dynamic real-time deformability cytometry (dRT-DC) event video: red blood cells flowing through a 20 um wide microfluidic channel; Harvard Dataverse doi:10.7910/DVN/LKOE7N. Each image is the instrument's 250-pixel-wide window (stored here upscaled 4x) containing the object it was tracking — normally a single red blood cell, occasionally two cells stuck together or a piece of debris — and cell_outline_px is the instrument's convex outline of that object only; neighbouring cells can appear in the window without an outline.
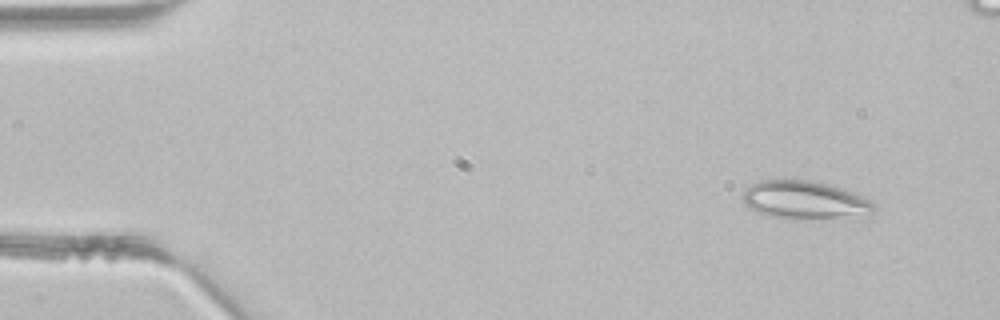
{"species": "common noctule bat (a hibernating species)", "species_latin": "Nyctalus noctula", "temperature_condition": "room temperature", "stored_images_in_passage": 4, "camera_frame_rate_fps": 3000, "um_per_image_px": 0.085, "animal": {"sex": "male", "body_mass_g": 21.5, "forearm_length_mm": 52.0}, "frame": {"image": 1, "passage_image": 1, "time_ms": 0.0, "image_size_px": [1000, 320], "cell_outline_px": [[876, 208], [864, 220], [792, 220], [772, 216], [748, 208], [744, 204], [744, 192], [752, 184], [760, 180], [820, 180], [852, 192], [872, 200], [876, 204]], "centroid_in_image_um": [68.58, 17.07], "position_along_channel_um": 16.4, "area_um2": 30.63}}